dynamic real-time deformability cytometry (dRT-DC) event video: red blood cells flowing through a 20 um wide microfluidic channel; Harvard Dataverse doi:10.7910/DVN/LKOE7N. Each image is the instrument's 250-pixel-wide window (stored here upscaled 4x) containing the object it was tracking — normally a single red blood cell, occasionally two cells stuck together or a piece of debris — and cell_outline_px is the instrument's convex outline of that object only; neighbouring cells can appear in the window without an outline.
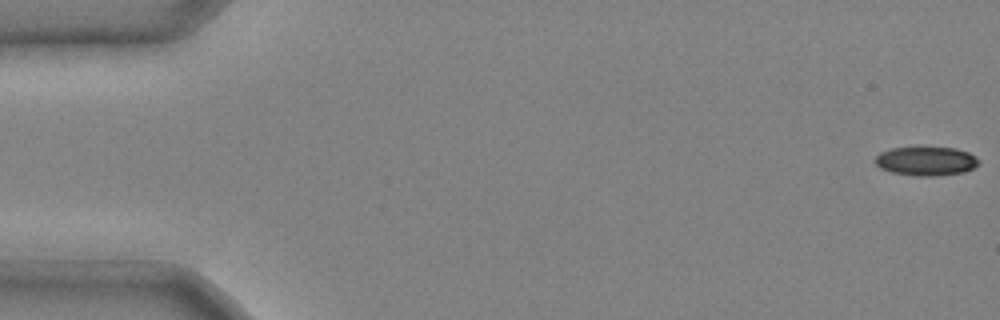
{"species": "common noctule bat (a hibernating species)", "species_latin": "Nyctalus noctula", "temperature_condition": "cold", "stored_images_in_passage": 6, "camera_frame_rate_fps": 3000, "um_per_image_px": 0.085, "animal": {"sex": "male", "body_mass_g": 20.4}, "frame": {"image": 1, "passage_image": 1, "time_ms": 0.0, "image_size_px": [1000, 320], "cell_outline_px": [[980, 160], [972, 168], [964, 172], [936, 176], [916, 176], [892, 172], [880, 168], [872, 160], [880, 152], [892, 148], [956, 148], [968, 152], [976, 156]], "centroid_in_image_um": [78.69, 13.7], "position_along_channel_um": 6.3, "area_um2": 17.4}}
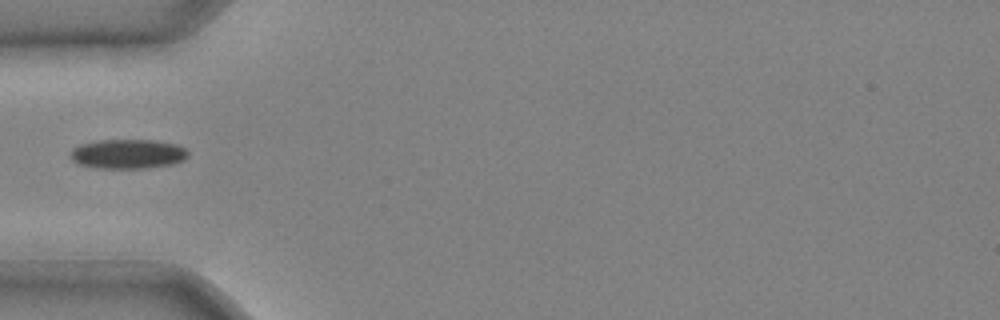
{"frame": {"image": 2, "passage_image": 5, "time_ms": 1.333, "image_size_px": [1000, 320], "cell_outline_px": [[188, 156], [184, 160], [172, 164], [148, 168], [96, 168], [76, 164], [68, 156], [72, 148], [80, 144], [100, 140], [156, 140], [176, 144], [184, 148], [188, 152]], "centroid_in_image_um": [10.83, 13.09], "position_along_channel_um": 74.2, "area_um2": 20.46}}
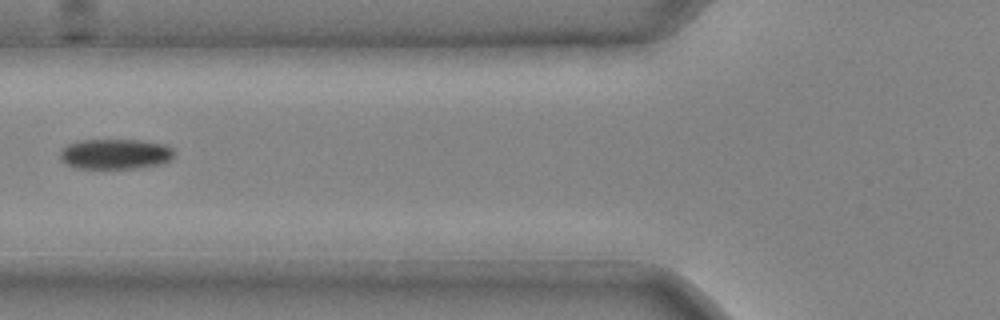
{"frame": {"image": 3, "passage_image": 6, "time_ms": 1.667, "image_size_px": [1000, 320], "cell_outline_px": [[172, 160], [160, 164], [136, 168], [76, 168], [64, 164], [60, 160], [60, 152], [68, 144], [84, 140], [140, 140], [164, 144], [172, 148]], "centroid_in_image_um": [9.78, 13.1], "position_along_channel_um": 116.0, "area_um2": 20.06}}